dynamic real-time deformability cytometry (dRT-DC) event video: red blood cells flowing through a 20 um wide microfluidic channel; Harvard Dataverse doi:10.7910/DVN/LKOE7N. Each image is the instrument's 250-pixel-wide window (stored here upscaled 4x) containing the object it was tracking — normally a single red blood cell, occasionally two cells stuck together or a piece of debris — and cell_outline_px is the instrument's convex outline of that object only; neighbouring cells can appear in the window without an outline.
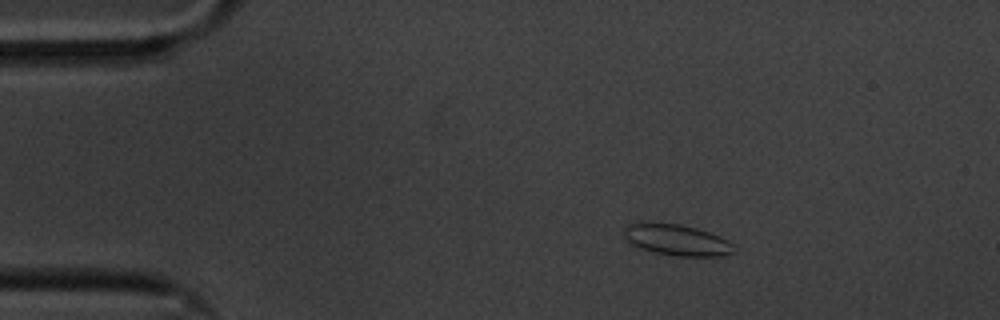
{"species": "common noctule bat (a hibernating species)", "species_latin": "Nyctalus noctula", "temperature_condition": "cold", "stored_images_in_passage": 51, "camera_frame_rate_fps": 3000, "um_per_image_px": 0.085, "animal": {"sex": "male", "body_mass_g": 20.1, "forearm_length_mm": 53.5}, "frame": {"image": 1, "passage_image": 1, "time_ms": 0.0, "image_size_px": [1000, 320], "cell_outline_px": [[736, 252], [724, 256], [676, 256], [656, 252], [640, 248], [632, 244], [624, 236], [624, 228], [628, 224], [680, 224], [696, 228], [720, 236], [728, 240], [736, 248]], "centroid_in_image_um": [57.61, 20.42], "position_along_channel_um": 27.4, "area_um2": 19.59}}
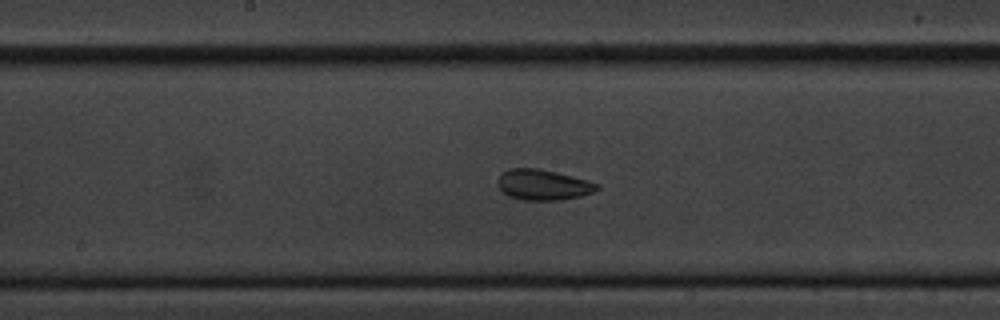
{"frame": {"image": 2, "passage_image": 22, "time_ms": 7.0, "image_size_px": [1000, 320], "cell_outline_px": [[600, 188], [592, 192], [580, 196], [560, 200], [524, 200], [508, 196], [496, 184], [496, 180], [508, 168], [536, 168], [556, 172], [572, 176], [600, 184]], "centroid_in_image_um": [46.15, 15.71], "position_along_channel_um": 202.1, "area_um2": 17.63}}
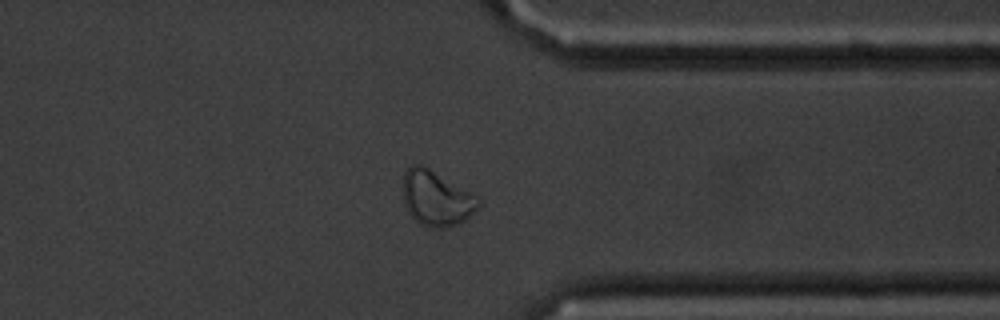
{"frame": {"image": 3, "passage_image": 38, "time_ms": 12.333, "image_size_px": [1000, 320], "cell_outline_px": [[480, 204], [464, 220], [456, 224], [444, 228], [428, 228], [420, 224], [408, 212], [404, 204], [404, 172], [412, 164], [420, 164], [428, 168], [472, 192], [480, 200]], "centroid_in_image_um": [37.07, 16.86], "position_along_channel_um": 374.3, "area_um2": 23.93}, "authors_computed_cell_mechanics": {"area_um2": 18.496, "velocity_mm_per_s": 3.3051, "shape_relaxation_time_tau1_ms": 4.2914, "shape_relaxation_time_tau2_ms": 2.5253, "deformation_change_tau1": 0.0649, "deformation_change_tau2": 0.0535}}